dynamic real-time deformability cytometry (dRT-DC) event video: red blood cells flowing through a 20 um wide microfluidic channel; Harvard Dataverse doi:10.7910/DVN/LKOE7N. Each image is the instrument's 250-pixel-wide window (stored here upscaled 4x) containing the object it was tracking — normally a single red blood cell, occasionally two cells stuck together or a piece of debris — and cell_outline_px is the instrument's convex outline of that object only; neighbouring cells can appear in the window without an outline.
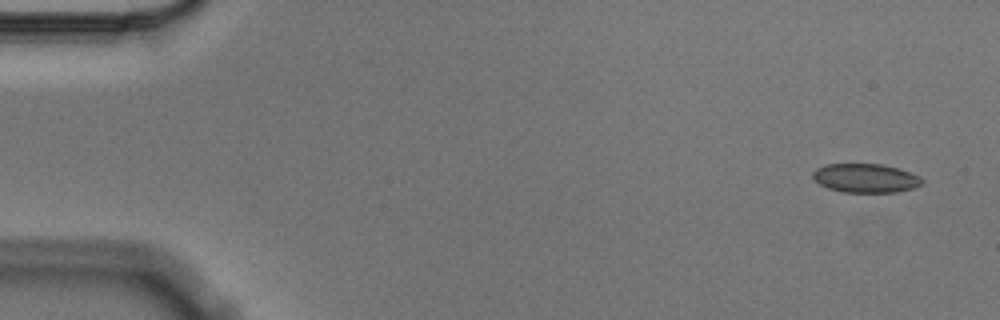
{"species": "Egyptian fruit bat (a non-hibernating species)", "species_latin": "Rousettus aegyptiacus", "temperature_condition": "cold", "stored_images_in_passage": 6, "camera_frame_rate_fps": 3000, "um_per_image_px": 0.085, "animal": {"sex": "male"}, "frame": {"image": 1, "passage_image": 1, "time_ms": 0.0, "image_size_px": [1000, 320], "cell_outline_px": [[924, 184], [912, 188], [896, 192], [844, 192], [828, 188], [812, 180], [812, 172], [816, 168], [824, 164], [880, 164], [896, 168], [920, 176], [924, 180]], "centroid_in_image_um": [73.54, 15.14], "position_along_channel_um": 11.5, "area_um2": 18.44}}
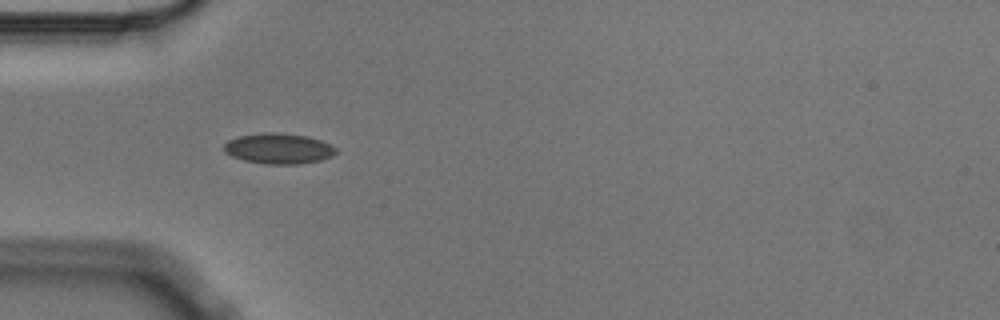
{"frame": {"image": 2, "passage_image": 5, "time_ms": 1.333, "image_size_px": [1000, 320], "cell_outline_px": [[340, 152], [332, 156], [320, 160], [300, 164], [264, 164], [244, 160], [232, 156], [224, 152], [224, 144], [228, 140], [240, 136], [268, 132], [272, 132], [308, 136], [320, 140], [336, 148]], "centroid_in_image_um": [23.7, 12.63], "position_along_channel_um": 61.3, "area_um2": 19.88}}
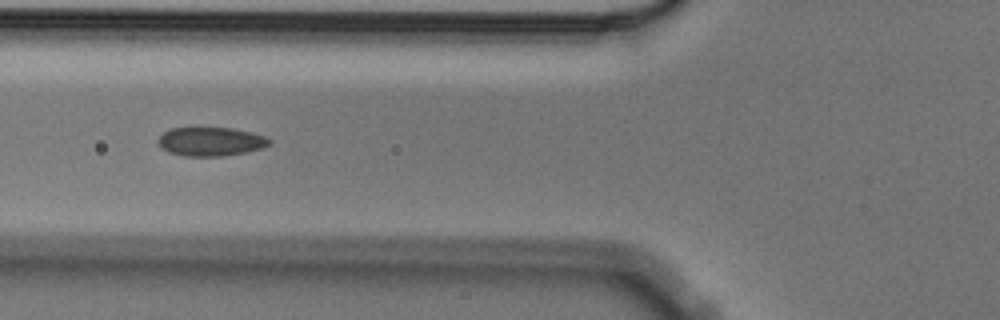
{"frame": {"image": 3, "passage_image": 6, "time_ms": 1.667, "image_size_px": [1000, 320], "cell_outline_px": [[272, 144], [260, 148], [244, 152], [220, 156], [184, 156], [168, 152], [160, 148], [156, 140], [164, 132], [172, 128], [232, 128], [252, 132], [264, 136], [272, 140]], "centroid_in_image_um": [17.89, 12.03], "position_along_channel_um": 107.9, "area_um2": 18.67}}